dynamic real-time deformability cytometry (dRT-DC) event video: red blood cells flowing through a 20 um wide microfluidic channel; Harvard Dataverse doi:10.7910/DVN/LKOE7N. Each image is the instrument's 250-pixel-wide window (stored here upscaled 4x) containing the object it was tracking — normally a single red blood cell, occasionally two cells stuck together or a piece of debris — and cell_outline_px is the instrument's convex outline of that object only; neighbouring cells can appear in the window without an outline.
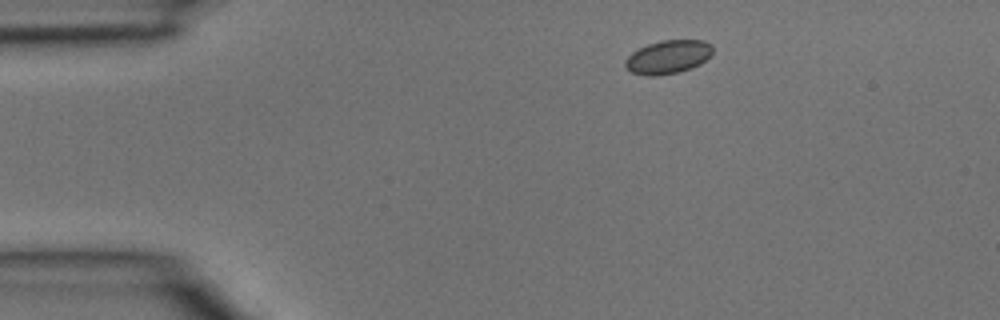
{"species": "common noctule bat (a hibernating species)", "species_latin": "Nyctalus noctula", "temperature_condition": "room temperature", "stored_images_in_passage": 3, "camera_frame_rate_fps": 3000, "um_per_image_px": 0.085, "animal": {"sex": "male", "body_mass_g": 15.6}, "frame": {"image": 1, "passage_image": 1, "time_ms": 0.0, "image_size_px": [1000, 320], "cell_outline_px": [[712, 52], [700, 64], [692, 68], [676, 72], [656, 76], [648, 76], [632, 72], [624, 68], [624, 60], [632, 52], [648, 44], [660, 40], [704, 40], [712, 44]], "centroid_in_image_um": [56.75, 4.84], "position_along_channel_um": 28.2, "area_um2": 17.05}}
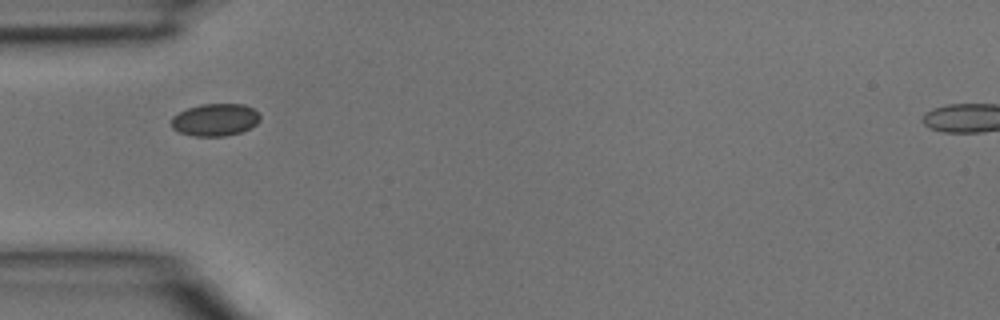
{"frame": {"image": 2, "passage_image": 2, "time_ms": 0.333, "image_size_px": [1000, 320], "cell_outline_px": [[260, 120], [252, 128], [240, 132], [224, 136], [192, 136], [180, 132], [172, 128], [172, 116], [188, 108], [200, 104], [244, 104], [252, 108], [260, 116]], "centroid_in_image_um": [18.3, 10.18], "position_along_channel_um": 66.7, "area_um2": 16.7}}